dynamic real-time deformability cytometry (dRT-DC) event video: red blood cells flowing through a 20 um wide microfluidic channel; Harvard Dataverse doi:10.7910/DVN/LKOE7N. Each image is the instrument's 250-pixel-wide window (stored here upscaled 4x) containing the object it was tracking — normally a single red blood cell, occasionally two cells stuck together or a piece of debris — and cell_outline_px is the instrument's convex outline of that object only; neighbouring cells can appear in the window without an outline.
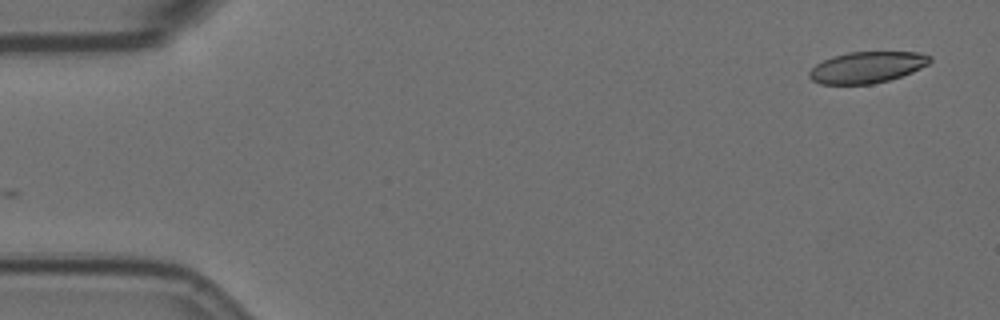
{"species": "Egyptian fruit bat (a non-hibernating species)", "species_latin": "Rousettus aegyptiacus", "temperature_condition": "room temperature", "stored_images_in_passage": 56, "camera_frame_rate_fps": 3000, "um_per_image_px": 0.085, "animal": {"sex": "female"}, "frame": {"image": 1, "passage_image": 1, "time_ms": 0.0, "image_size_px": [1000, 320], "cell_outline_px": [[932, 60], [928, 64], [912, 72], [888, 80], [872, 84], [820, 84], [812, 80], [808, 76], [808, 72], [816, 64], [832, 56], [848, 52], [916, 52], [932, 56]], "centroid_in_image_um": [73.68, 5.72], "position_along_channel_um": 11.3, "area_um2": 21.96}}
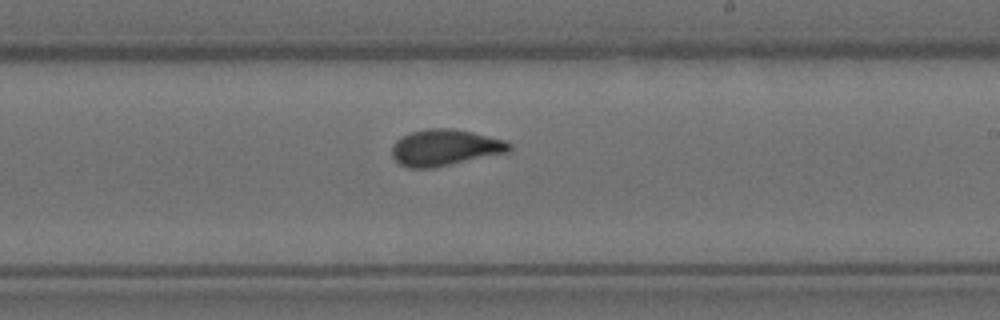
{"frame": {"image": 2, "passage_image": 32, "time_ms": 10.333, "image_size_px": [1000, 320], "cell_outline_px": [[512, 148], [508, 152], [432, 168], [408, 168], [400, 164], [392, 156], [392, 148], [396, 140], [412, 132], [428, 128], [452, 128], [472, 132], [504, 140], [512, 144]], "centroid_in_image_um": [37.82, 12.54], "position_along_channel_um": 251.2, "area_um2": 24.62}}
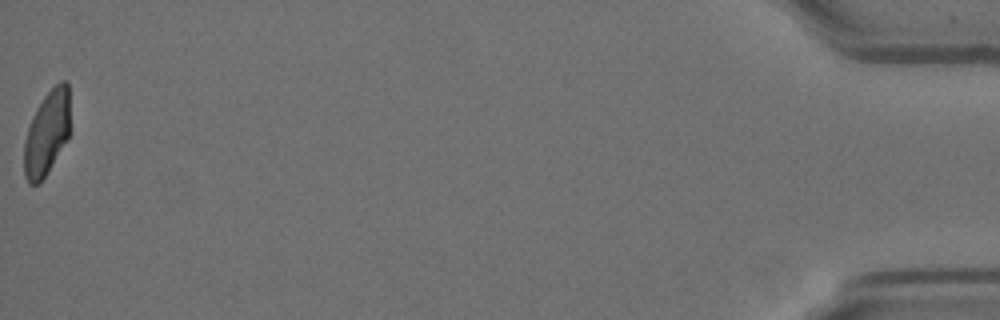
{"frame": {"image": 3, "passage_image": 56, "time_ms": 18.333, "image_size_px": [1000, 320], "cell_outline_px": [[68, 136], [44, 176], [36, 184], [28, 184], [24, 176], [24, 140], [32, 116], [36, 108], [44, 96], [60, 80], [68, 80]], "centroid_in_image_um": [3.94, 11.28], "position_along_channel_um": 431.3, "area_um2": 21.96}, "authors_computed_cell_mechanics": {"area_um2": 23.8425, "velocity_mm_per_s": 3.516, "shape_relaxation_time_tau1_ms": 7.5361, "shape_relaxation_time_tau2_ms": 1.1566, "deformation_change_tau1": 0.1916, "deformation_change_tau2": 0.071}}